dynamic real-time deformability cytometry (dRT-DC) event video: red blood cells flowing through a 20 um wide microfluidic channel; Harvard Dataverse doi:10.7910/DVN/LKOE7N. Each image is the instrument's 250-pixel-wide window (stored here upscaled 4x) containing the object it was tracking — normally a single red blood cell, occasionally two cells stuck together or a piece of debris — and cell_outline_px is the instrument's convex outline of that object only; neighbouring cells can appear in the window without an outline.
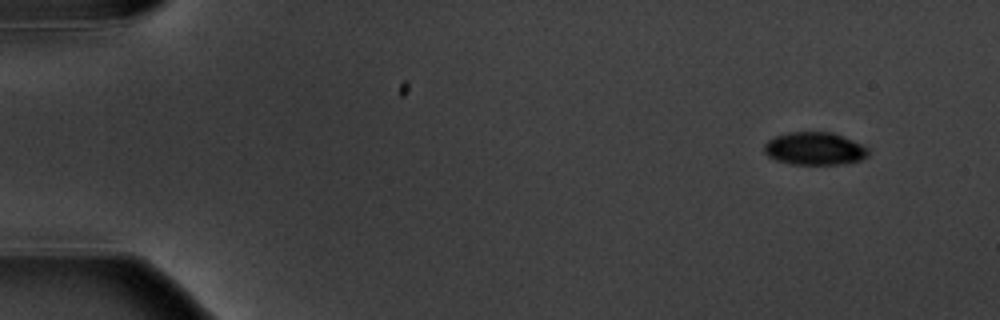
{"species": "common noctule bat (a hibernating species)", "species_latin": "Nyctalus noctula", "temperature_condition": "warm", "stored_images_in_passage": 8, "camera_frame_rate_fps": 3000, "um_per_image_px": 0.085, "animal": {"sex": "male", "body_mass_g": 20.1, "forearm_length_mm": 53.5}, "frame": {"image": 1, "passage_image": 1, "time_ms": 0.0, "image_size_px": [1000, 320], "cell_outline_px": [[868, 156], [860, 160], [840, 164], [792, 164], [776, 160], [768, 156], [764, 152], [764, 144], [768, 140], [776, 136], [788, 132], [832, 132], [852, 140], [868, 148]], "centroid_in_image_um": [69.22, 12.63], "position_along_channel_um": 15.8, "area_um2": 19.77}}
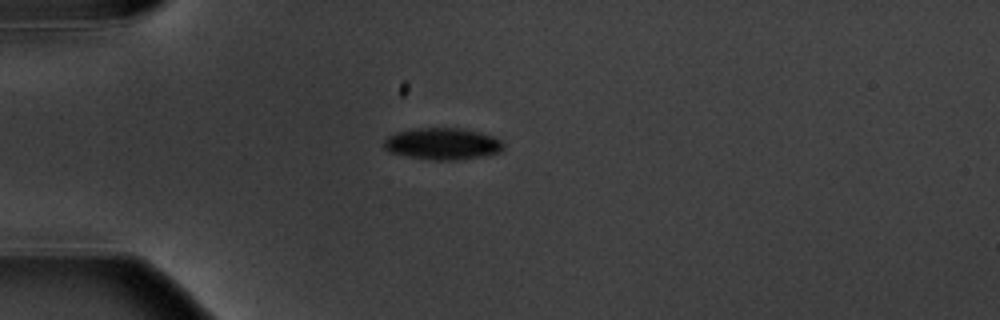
{"frame": {"image": 2, "passage_image": 4, "time_ms": 3.667, "image_size_px": [1000, 320], "cell_outline_px": [[504, 148], [500, 152], [484, 156], [456, 160], [432, 160], [408, 156], [388, 152], [384, 148], [384, 140], [388, 136], [396, 132], [416, 128], [464, 128], [480, 132], [492, 136], [500, 140], [504, 144]], "centroid_in_image_um": [37.62, 12.22], "position_along_channel_um": 47.4, "area_um2": 22.2}}